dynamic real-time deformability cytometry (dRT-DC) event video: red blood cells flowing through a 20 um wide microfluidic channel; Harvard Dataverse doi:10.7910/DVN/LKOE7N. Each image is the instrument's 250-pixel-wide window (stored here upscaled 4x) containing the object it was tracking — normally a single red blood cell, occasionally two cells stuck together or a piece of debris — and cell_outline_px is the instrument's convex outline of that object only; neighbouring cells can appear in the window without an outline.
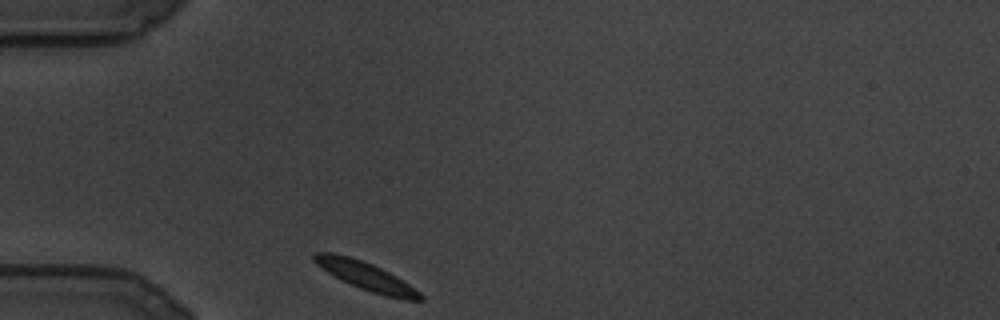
{"species": "common noctule bat (a hibernating species)", "species_latin": "Nyctalus noctula", "temperature_condition": "cold", "stored_images_in_passage": 70, "camera_frame_rate_fps": 3000, "um_per_image_px": 0.085, "animal": {"sex": "male", "body_mass_g": 19.5, "forearm_length_mm": 54.6}, "frame": {"image": 1, "passage_image": 1, "time_ms": 0.0, "image_size_px": [1000, 320], "cell_outline_px": [[424, 300], [404, 300], [384, 296], [360, 288], [340, 280], [316, 264], [312, 260], [312, 256], [316, 252], [332, 252], [348, 256], [372, 264], [396, 276], [420, 292], [424, 296]], "centroid_in_image_um": [31.1, 23.48], "position_along_channel_um": 53.9, "area_um2": 17.34}}
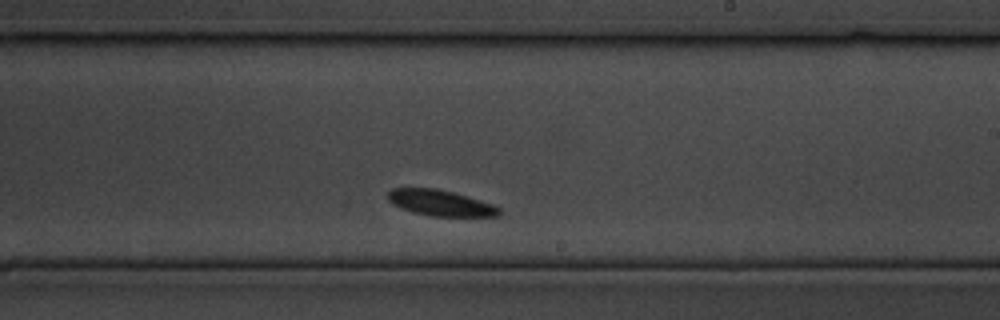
{"frame": {"image": 2, "passage_image": 40, "time_ms": 13.0, "image_size_px": [1000, 320], "cell_outline_px": [[500, 216], [432, 216], [412, 212], [400, 208], [392, 204], [388, 200], [388, 192], [392, 188], [436, 188], [452, 192], [492, 204], [500, 208]], "centroid_in_image_um": [37.4, 17.25], "position_along_channel_um": 251.6, "area_um2": 16.65}}
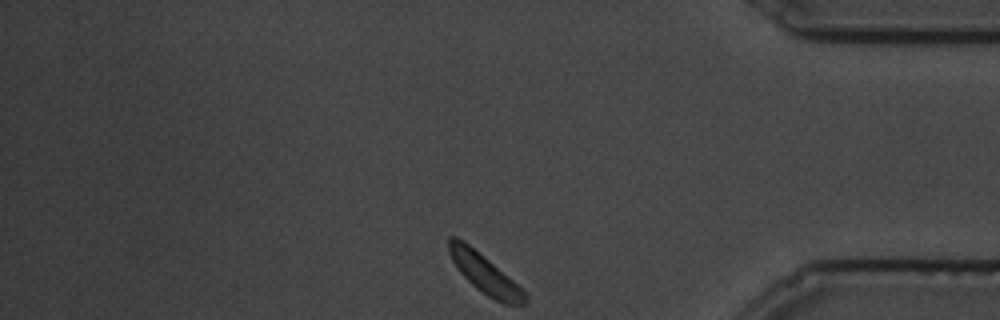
{"frame": {"image": 3, "passage_image": 70, "time_ms": 23.0, "image_size_px": [1000, 320], "cell_outline_px": [[528, 300], [524, 304], [504, 304], [488, 296], [476, 288], [456, 268], [448, 252], [448, 236], [456, 236], [464, 240], [524, 288], [528, 296]], "centroid_in_image_um": [41.22, 23.25], "position_along_channel_um": 394.0, "area_um2": 17.57}}